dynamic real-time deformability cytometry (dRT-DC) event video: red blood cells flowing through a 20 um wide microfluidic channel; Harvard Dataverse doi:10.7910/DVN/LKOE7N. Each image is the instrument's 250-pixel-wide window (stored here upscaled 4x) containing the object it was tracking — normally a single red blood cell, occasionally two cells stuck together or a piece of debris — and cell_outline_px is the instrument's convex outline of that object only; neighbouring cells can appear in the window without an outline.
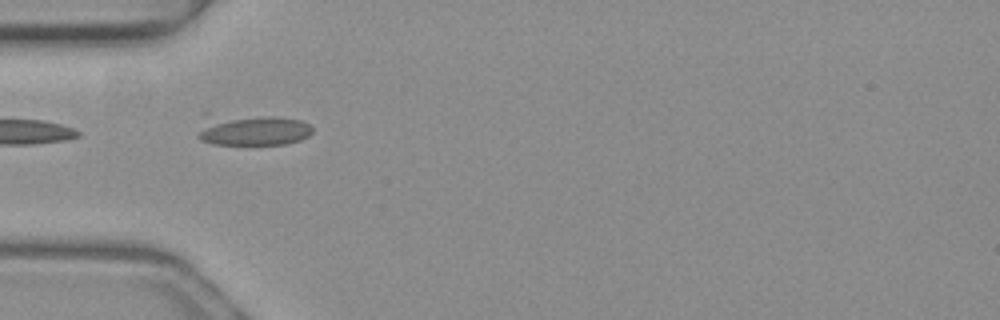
{"species": "common noctule bat (a hibernating species)", "species_latin": "Nyctalus noctula", "temperature_condition": "warm", "stored_images_in_passage": 31, "camera_frame_rate_fps": 3000, "um_per_image_px": 0.085, "animal": {"sex": "female", "body_mass_g": 19.3, "forearm_length_mm": 54.1}, "frame": {"image": 1, "passage_image": 1, "time_ms": 0.0, "image_size_px": [1000, 320], "cell_outline_px": [[312, 132], [308, 136], [300, 140], [288, 144], [212, 144], [200, 140], [196, 136], [200, 112], [208, 112], [276, 116], [300, 120], [308, 124], [312, 128]], "centroid_in_image_um": [21.24, 10.98], "position_along_channel_um": 63.8, "area_um2": 22.31}}
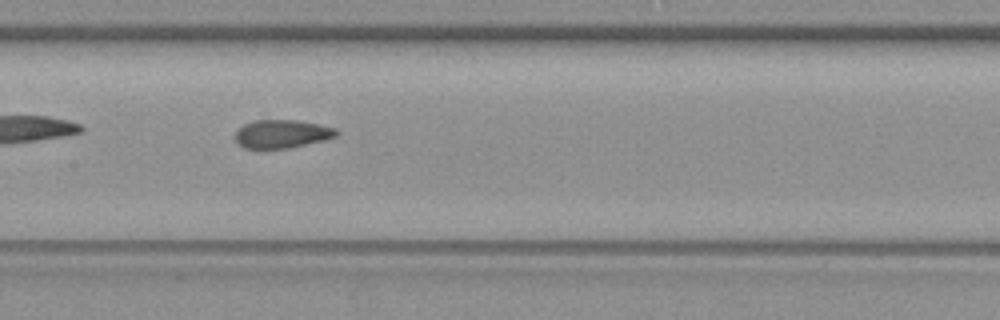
{"frame": {"image": 2, "passage_image": 10, "time_ms": 3.0, "image_size_px": [1000, 320], "cell_outline_px": [[340, 132], [336, 136], [324, 140], [288, 148], [244, 148], [236, 144], [236, 132], [244, 124], [256, 120], [296, 120], [320, 124], [336, 128]], "centroid_in_image_um": [23.98, 11.38], "position_along_channel_um": 183.4, "area_um2": 16.65}}
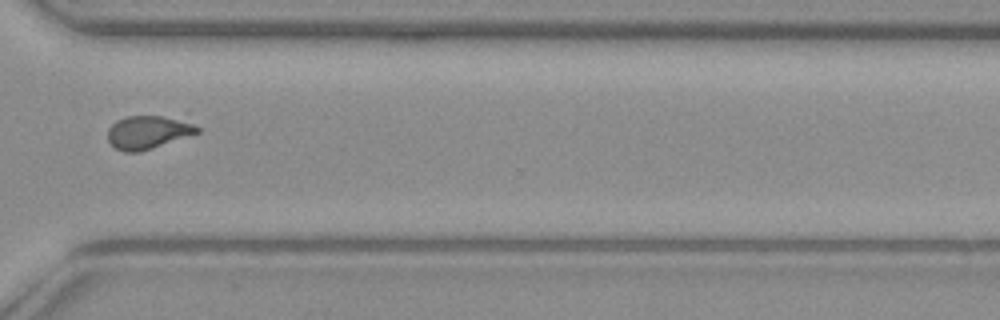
{"frame": {"image": 3, "passage_image": 23, "time_ms": 7.333, "image_size_px": [1000, 320], "cell_outline_px": [[200, 132], [140, 152], [124, 152], [116, 148], [108, 140], [108, 128], [116, 120], [124, 116], [164, 116], [192, 124], [200, 128]], "centroid_in_image_um": [12.53, 11.24], "position_along_channel_um": 358.1, "area_um2": 17.05}}